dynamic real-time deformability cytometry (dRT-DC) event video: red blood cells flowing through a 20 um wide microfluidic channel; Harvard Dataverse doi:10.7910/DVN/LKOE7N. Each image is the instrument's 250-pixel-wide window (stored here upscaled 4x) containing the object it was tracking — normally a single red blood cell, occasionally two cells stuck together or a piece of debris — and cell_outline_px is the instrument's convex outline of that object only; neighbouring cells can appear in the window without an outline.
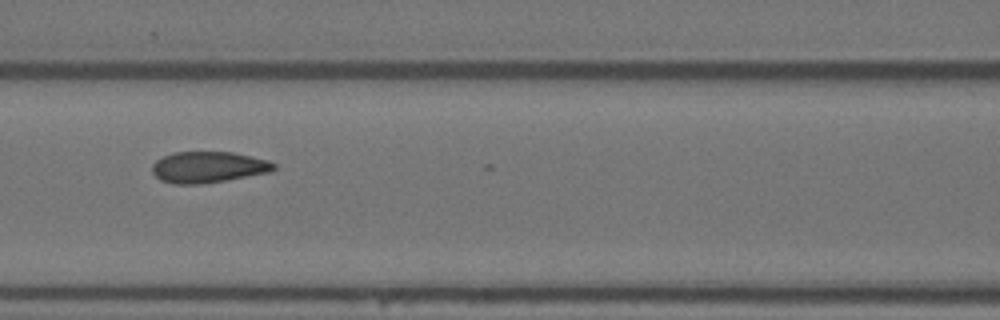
{"species": "Egyptian fruit bat (a non-hibernating species)", "species_latin": "Rousettus aegyptiacus", "temperature_condition": "warm", "stored_images_in_passage": 24, "camera_frame_rate_fps": 3000, "um_per_image_px": 0.085, "animal": {"sex": "female"}, "frame": {"image": 1, "passage_image": 5, "time_ms": 1.333, "image_size_px": [1000, 320], "cell_outline_px": [[276, 168], [268, 172], [224, 180], [196, 184], [172, 184], [160, 180], [152, 172], [152, 164], [156, 160], [172, 152], [232, 152], [268, 160], [276, 164]], "centroid_in_image_um": [17.65, 14.2], "position_along_channel_um": 148.9, "area_um2": 21.91}}
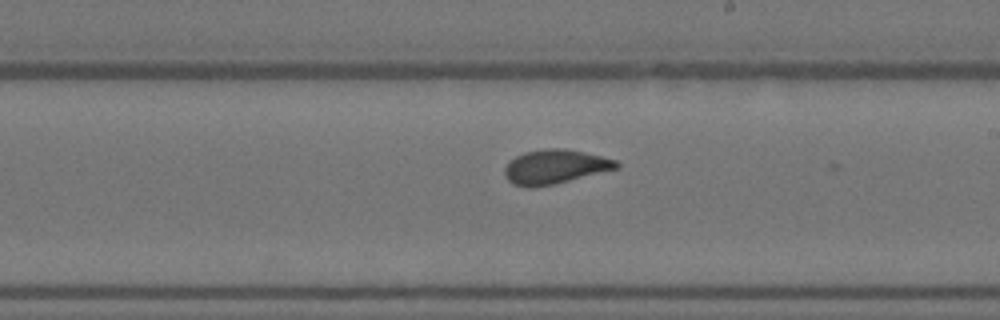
{"frame": {"image": 2, "passage_image": 13, "time_ms": 4.0, "image_size_px": [1000, 320], "cell_outline_px": [[620, 168], [556, 184], [532, 188], [528, 188], [512, 184], [504, 176], [504, 168], [516, 156], [524, 152], [544, 148], [564, 148], [584, 152], [616, 160], [620, 164]], "centroid_in_image_um": [47.18, 14.19], "position_along_channel_um": 241.8, "area_um2": 22.54}}
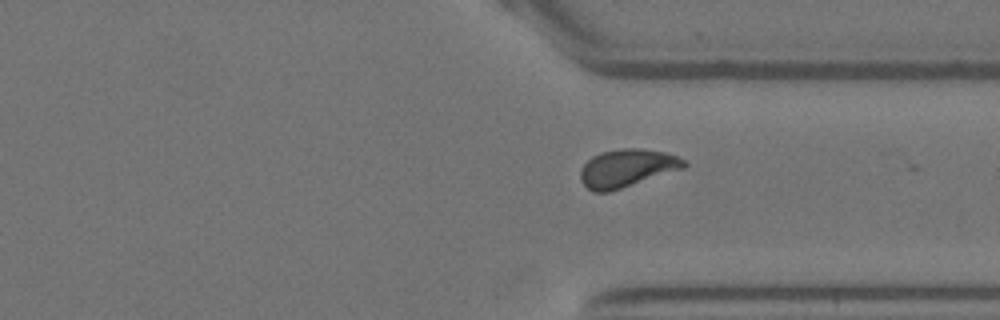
{"frame": {"image": 3, "passage_image": 23, "time_ms": 7.333, "image_size_px": [1000, 320], "cell_outline_px": [[688, 164], [684, 168], [608, 192], [592, 192], [580, 180], [580, 168], [592, 156], [600, 152], [624, 148], [640, 148], [664, 152], [676, 156], [684, 160]], "centroid_in_image_um": [53.26, 14.28], "position_along_channel_um": 358.1, "area_um2": 22.72}}